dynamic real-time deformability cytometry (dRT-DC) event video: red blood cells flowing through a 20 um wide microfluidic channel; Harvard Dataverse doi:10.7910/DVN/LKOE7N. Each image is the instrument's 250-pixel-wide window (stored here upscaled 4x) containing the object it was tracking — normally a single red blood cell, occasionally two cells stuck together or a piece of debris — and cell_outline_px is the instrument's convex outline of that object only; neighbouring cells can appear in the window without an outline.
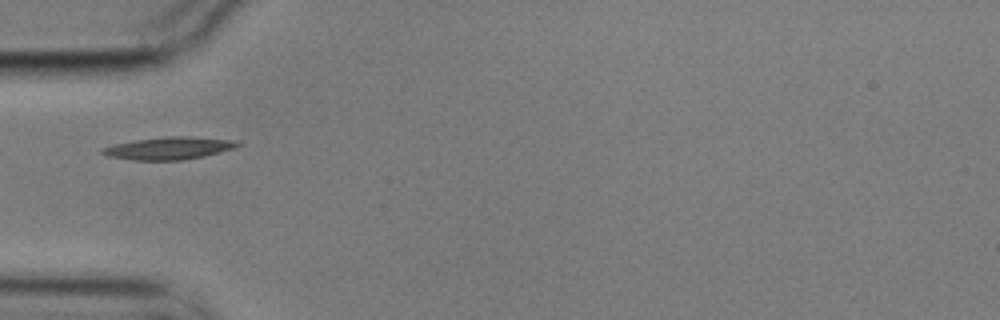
{"species": "common noctule bat (a hibernating species)", "species_latin": "Nyctalus noctula", "temperature_condition": "cold", "stored_images_in_passage": 5, "camera_frame_rate_fps": 3000, "um_per_image_px": 0.085, "animal": {"sex": "male", "body_mass_g": 17.9}, "frame": {"image": 1, "passage_image": 5, "time_ms": 1.333, "image_size_px": [1000, 320], "cell_outline_px": [[240, 144], [232, 148], [220, 152], [204, 156], [180, 160], [132, 160], [108, 156], [100, 152], [100, 148], [112, 144], [136, 140], [164, 136], [188, 136], [232, 140]], "centroid_in_image_um": [14.27, 12.59], "position_along_channel_um": 70.7, "area_um2": 17.57}}